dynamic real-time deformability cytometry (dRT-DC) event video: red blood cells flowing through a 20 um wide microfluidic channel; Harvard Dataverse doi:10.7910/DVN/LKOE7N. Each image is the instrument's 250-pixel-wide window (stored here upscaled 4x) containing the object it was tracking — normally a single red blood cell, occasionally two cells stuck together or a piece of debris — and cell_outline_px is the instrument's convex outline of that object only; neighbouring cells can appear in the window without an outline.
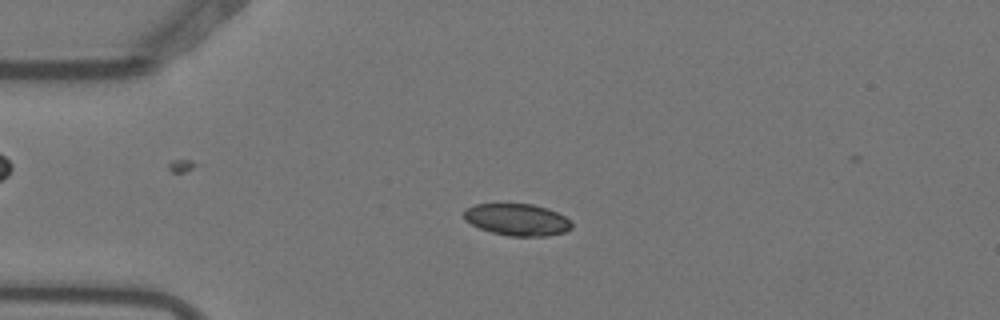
{"species": "Egyptian fruit bat (a non-hibernating species)", "species_latin": "Rousettus aegyptiacus", "temperature_condition": "warm", "stored_images_in_passage": 8, "camera_frame_rate_fps": 3000, "um_per_image_px": 0.085, "animal": {"sex": "female"}, "frame": {"image": 1, "passage_image": 3, "time_ms": 0.667, "image_size_px": [1000, 320], "cell_outline_px": [[572, 228], [564, 232], [548, 236], [508, 236], [492, 232], [480, 228], [464, 220], [464, 208], [476, 204], [532, 204], [548, 208], [564, 216], [572, 224]], "centroid_in_image_um": [43.94, 18.67], "position_along_channel_um": 41.1, "area_um2": 20.0}}
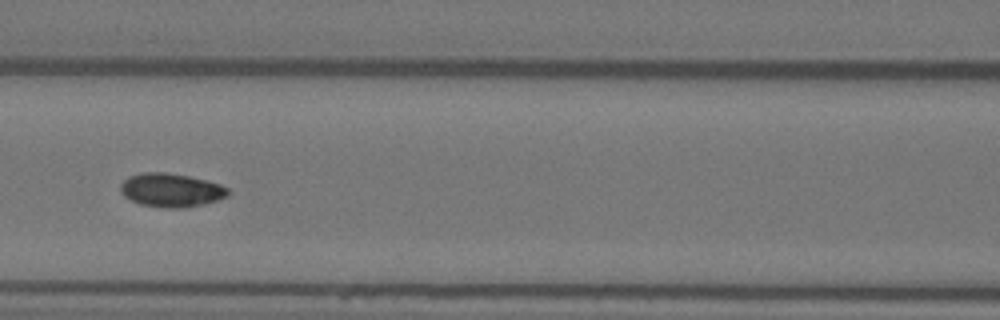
{"frame": {"image": 2, "passage_image": 6, "time_ms": 1.667, "image_size_px": [1000, 320], "cell_outline_px": [[228, 196], [204, 204], [180, 208], [164, 208], [140, 204], [124, 196], [120, 192], [120, 184], [128, 176], [144, 172], [164, 172], [188, 176], [220, 184], [228, 188]], "centroid_in_image_um": [14.51, 16.16], "position_along_channel_um": 152.1, "area_um2": 20.98}}
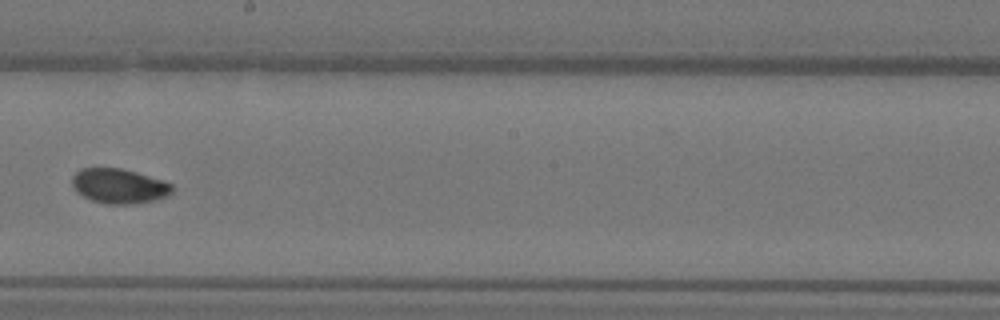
{"frame": {"image": 3, "passage_image": 8, "time_ms": 2.333, "image_size_px": [1000, 320], "cell_outline_px": [[172, 192], [168, 196], [156, 200], [132, 204], [104, 204], [92, 200], [76, 192], [72, 188], [72, 176], [80, 168], [120, 168], [136, 172], [164, 180], [172, 184]], "centroid_in_image_um": [10.12, 15.81], "position_along_channel_um": 238.1, "area_um2": 20.46}}